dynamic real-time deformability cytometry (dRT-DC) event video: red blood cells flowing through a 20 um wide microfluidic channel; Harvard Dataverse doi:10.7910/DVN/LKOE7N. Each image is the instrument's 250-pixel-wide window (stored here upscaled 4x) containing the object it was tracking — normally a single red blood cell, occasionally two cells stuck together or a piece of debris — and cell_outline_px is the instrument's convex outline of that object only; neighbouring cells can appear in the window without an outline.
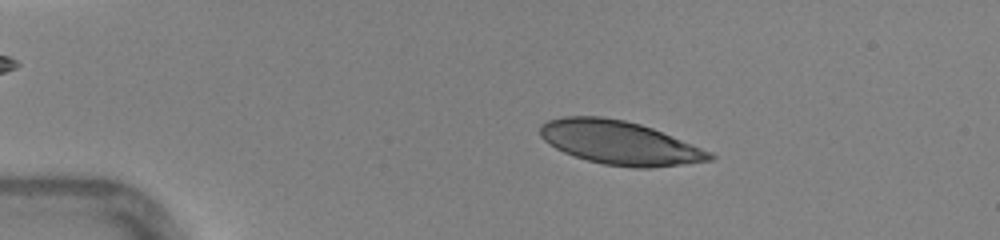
{"species": "human", "species_latin": "Homo sapiens", "temperature_condition": "warm", "stored_images_in_passage": 46, "camera_frame_rate_fps": 3000, "um_per_image_px": 0.085, "donor": {"sex": "female"}, "frame": {"image": 1, "passage_image": 9, "time_ms": 2.667, "image_size_px": [1000, 240], "cell_outline_px": [[716, 156], [712, 160], [652, 168], [632, 168], [604, 164], [588, 160], [564, 152], [556, 148], [544, 140], [540, 136], [540, 124], [548, 120], [564, 116], [600, 116], [624, 120], [640, 124], [652, 128], [712, 152]], "centroid_in_image_um": [52.66, 12.13], "position_along_channel_um": 32.3, "area_um2": 42.95}}
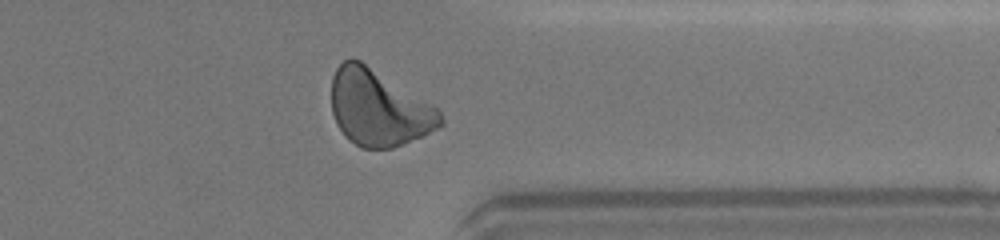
{"frame": {"image": 2, "passage_image": 37, "time_ms": 12.0, "image_size_px": [1000, 240], "cell_outline_px": [[444, 124], [420, 136], [392, 148], [360, 148], [336, 124], [332, 112], [332, 76], [336, 68], [344, 60], [360, 60], [436, 108], [440, 112], [444, 120]], "centroid_in_image_um": [32.15, 9.18], "position_along_channel_um": 379.2, "area_um2": 47.11}}
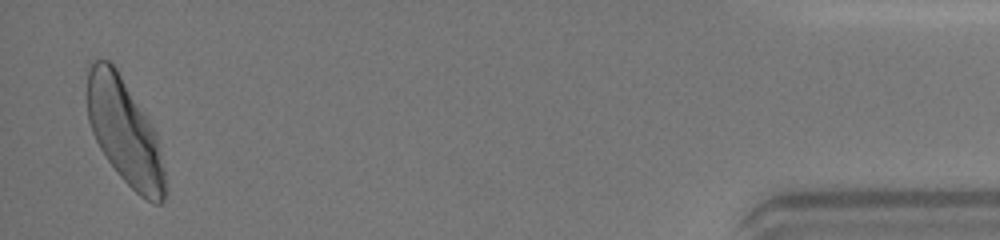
{"frame": {"image": 3, "passage_image": 45, "time_ms": 14.667, "image_size_px": [1000, 240], "cell_outline_px": [[164, 200], [160, 204], [152, 204], [140, 196], [120, 176], [108, 160], [100, 148], [92, 132], [88, 120], [88, 60], [108, 60], [116, 68], [148, 120], [156, 136], [164, 172]], "centroid_in_image_um": [10.56, 11.2], "position_along_channel_um": 424.6, "area_um2": 46.64}, "authors_computed_cell_mechanics": {"area_um2": 45.662, "velocity_mm_per_s": 4.3787, "shape_relaxation_time_tau1_ms": 3.3018, "shape_relaxation_time_tau2_ms": 0.8755, "deformation_change_tau1": 0.1516, "deformation_change_tau2": 0.0779}}